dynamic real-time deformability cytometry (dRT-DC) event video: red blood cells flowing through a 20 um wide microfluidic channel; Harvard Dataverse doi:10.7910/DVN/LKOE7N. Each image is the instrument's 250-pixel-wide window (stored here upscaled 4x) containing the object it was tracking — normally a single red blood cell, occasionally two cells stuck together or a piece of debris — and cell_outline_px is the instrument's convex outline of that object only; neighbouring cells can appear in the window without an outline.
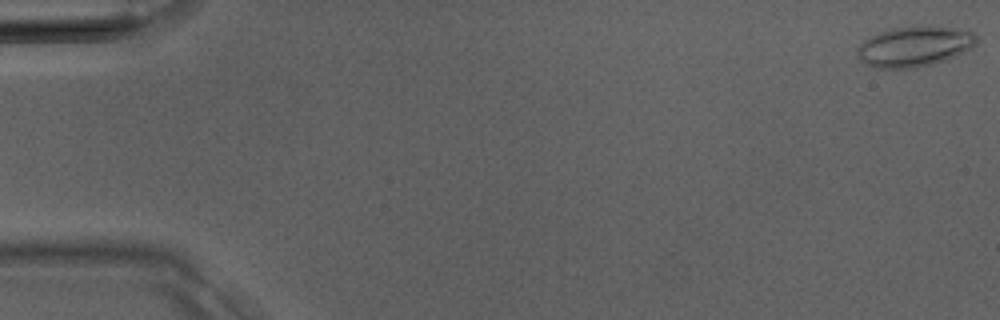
{"species": "Egyptian fruit bat (a non-hibernating species)", "species_latin": "Rousettus aegyptiacus", "temperature_condition": "room temperature", "stored_images_in_passage": 6, "camera_frame_rate_fps": 3000, "um_per_image_px": 0.085, "animal": {"sex": "male"}, "frame": {"image": 1, "passage_image": 1, "time_ms": 0.0, "image_size_px": [1000, 320], "cell_outline_px": [[976, 44], [972, 48], [956, 56], [932, 64], [916, 68], [872, 68], [860, 60], [856, 56], [856, 48], [864, 40], [880, 32], [892, 28], [956, 28], [972, 32], [976, 36]], "centroid_in_image_um": [77.68, 3.99], "position_along_channel_um": 7.3, "area_um2": 27.51}}